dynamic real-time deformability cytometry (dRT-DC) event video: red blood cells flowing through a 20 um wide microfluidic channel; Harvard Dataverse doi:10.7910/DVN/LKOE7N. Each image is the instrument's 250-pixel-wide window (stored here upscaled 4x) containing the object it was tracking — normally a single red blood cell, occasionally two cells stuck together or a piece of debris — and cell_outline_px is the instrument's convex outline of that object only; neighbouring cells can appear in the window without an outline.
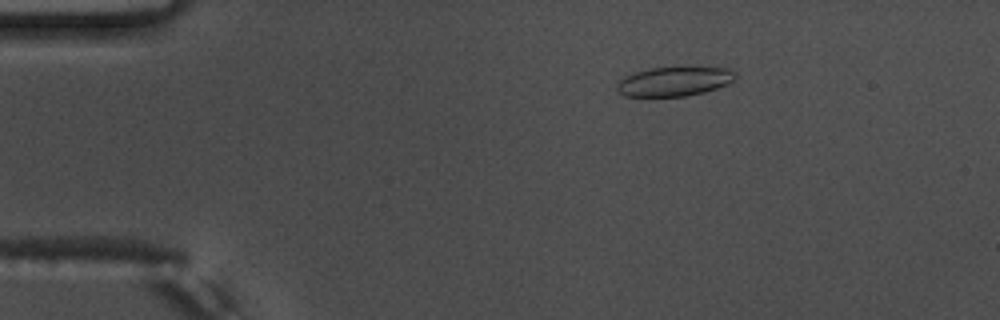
{"species": "common noctule bat (a hibernating species)", "species_latin": "Nyctalus noctula", "temperature_condition": "warm", "stored_images_in_passage": 47, "camera_frame_rate_fps": 3000, "um_per_image_px": 0.085, "animal": {"sex": "male", "body_mass_g": 17.5, "forearm_length_mm": 52.3}, "frame": {"image": 1, "passage_image": 2, "time_ms": 0.333, "image_size_px": [1000, 320], "cell_outline_px": [[736, 76], [728, 84], [704, 92], [684, 96], [624, 96], [616, 88], [616, 84], [624, 76], [636, 72], [652, 68], [728, 68], [736, 72]], "centroid_in_image_um": [57.3, 6.93], "position_along_channel_um": 27.7, "area_um2": 19.88}}
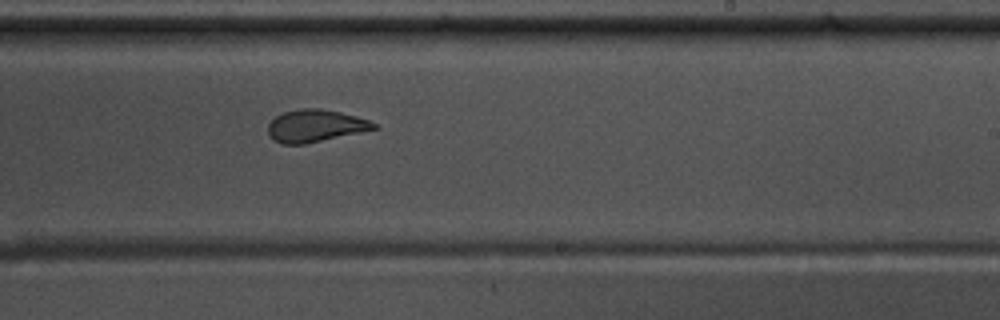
{"frame": {"image": 2, "passage_image": 26, "time_ms": 8.333, "image_size_px": [1000, 320], "cell_outline_px": [[380, 128], [304, 144], [284, 144], [272, 140], [268, 132], [268, 124], [276, 116], [284, 112], [300, 108], [320, 108], [340, 112], [356, 116], [380, 124]], "centroid_in_image_um": [26.82, 10.69], "position_along_channel_um": 262.2, "area_um2": 20.0}}
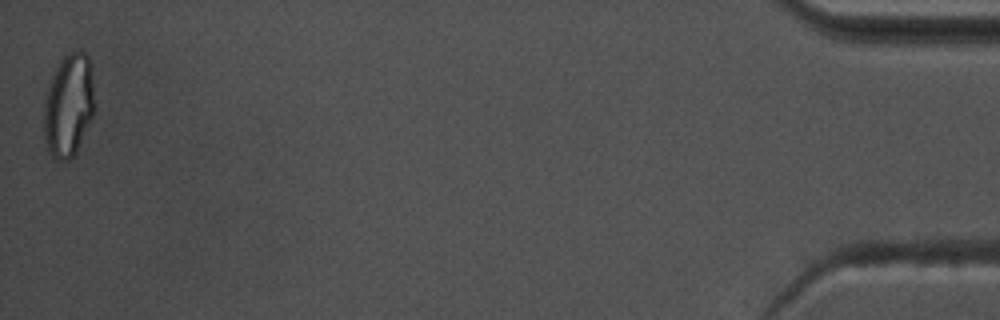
{"frame": {"image": 3, "passage_image": 47, "time_ms": 15.333, "image_size_px": [1000, 320], "cell_outline_px": [[96, 108], [76, 152], [68, 160], [60, 160], [52, 156], [48, 148], [44, 136], [44, 100], [52, 76], [56, 68], [64, 56], [68, 52], [84, 52], [88, 56], [92, 68], [96, 104]], "centroid_in_image_um": [5.87, 8.93], "position_along_channel_um": 429.3, "area_um2": 30.52}, "authors_computed_cell_mechanics": {"area_um2": 20.6924, "velocity_mm_per_s": 3.733, "shape_relaxation_time_tau1_ms": 8.5802, "shape_relaxation_time_tau2_ms": 1.1378, "deformation_change_tau1": 0.2046, "deformation_change_tau2": 0.067}}